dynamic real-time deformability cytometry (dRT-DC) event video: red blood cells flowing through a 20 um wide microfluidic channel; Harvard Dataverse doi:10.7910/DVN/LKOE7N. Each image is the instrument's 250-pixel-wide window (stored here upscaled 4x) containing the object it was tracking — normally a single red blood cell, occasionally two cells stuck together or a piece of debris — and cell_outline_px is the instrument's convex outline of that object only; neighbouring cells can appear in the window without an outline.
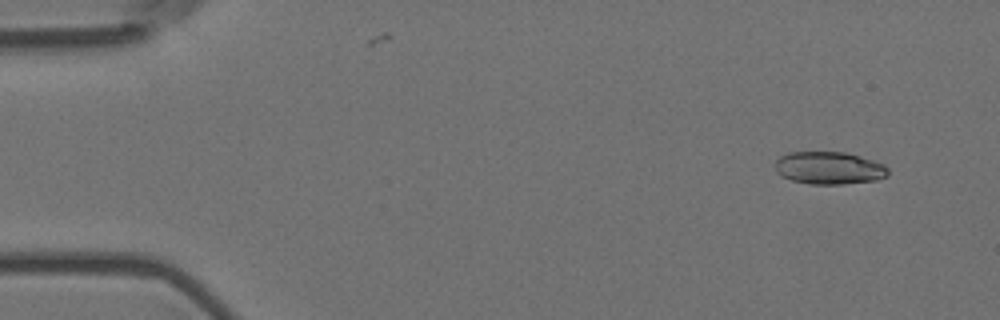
{"species": "Egyptian fruit bat (a non-hibernating species)", "species_latin": "Rousettus aegyptiacus", "temperature_condition": "room temperature", "stored_images_in_passage": 5, "camera_frame_rate_fps": 3000, "um_per_image_px": 0.085, "animal": {"sex": "female"}, "frame": {"image": 1, "passage_image": 1, "time_ms": 0.0, "image_size_px": [1000, 320], "cell_outline_px": [[888, 176], [876, 180], [844, 184], [808, 184], [792, 180], [776, 172], [776, 160], [780, 156], [788, 152], [844, 152], [872, 160], [884, 164], [888, 168]], "centroid_in_image_um": [70.48, 14.28], "position_along_channel_um": 14.5, "area_um2": 21.39}}
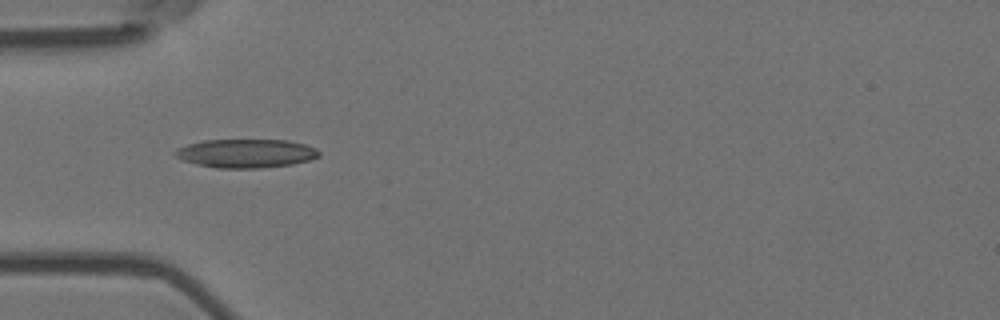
{"frame": {"image": 2, "passage_image": 4, "time_ms": 1.0, "image_size_px": [1000, 320], "cell_outline_px": [[320, 156], [308, 160], [292, 164], [260, 168], [216, 168], [196, 164], [180, 160], [172, 152], [176, 148], [188, 144], [204, 140], [288, 140], [304, 144], [316, 148], [320, 152]], "centroid_in_image_um": [20.87, 13.04], "position_along_channel_um": 64.1, "area_um2": 24.16}}
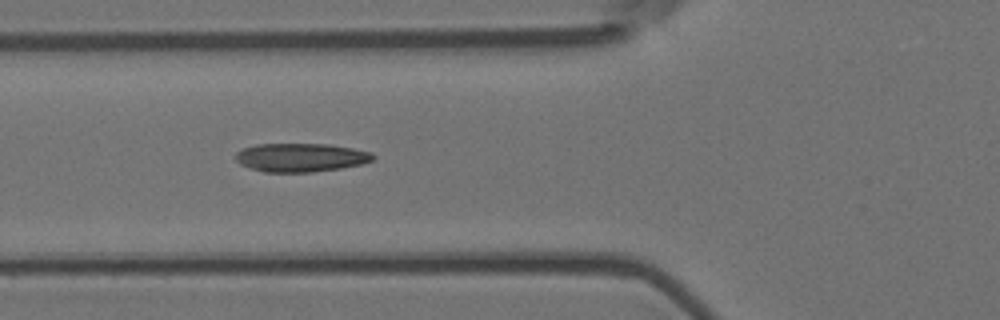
{"frame": {"image": 3, "passage_image": 5, "time_ms": 1.333, "image_size_px": [1000, 320], "cell_outline_px": [[376, 156], [372, 160], [360, 164], [340, 168], [312, 172], [264, 172], [240, 164], [232, 156], [236, 152], [244, 148], [256, 144], [328, 144], [352, 148], [372, 152]], "centroid_in_image_um": [25.54, 13.38], "position_along_channel_um": 100.3, "area_um2": 22.89}}